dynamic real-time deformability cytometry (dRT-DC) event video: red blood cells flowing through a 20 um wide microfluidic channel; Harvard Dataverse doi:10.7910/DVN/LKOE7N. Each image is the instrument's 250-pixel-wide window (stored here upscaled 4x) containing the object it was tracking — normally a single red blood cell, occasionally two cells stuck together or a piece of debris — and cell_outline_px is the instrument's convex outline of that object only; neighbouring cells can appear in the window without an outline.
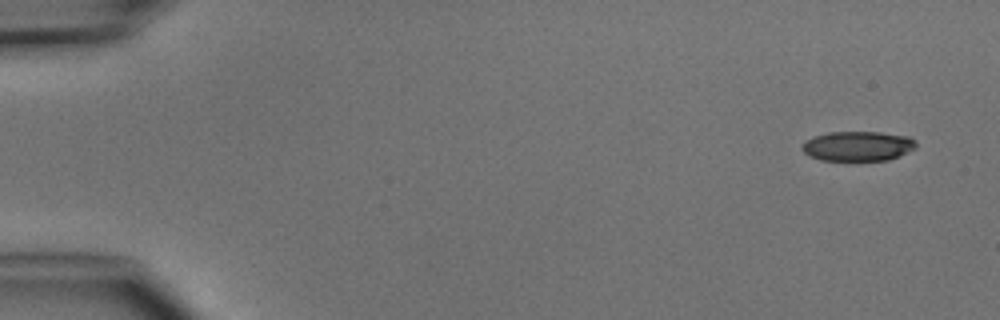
{"species": "common noctule bat (a hibernating species)", "species_latin": "Nyctalus noctula", "temperature_condition": "cold", "stored_images_in_passage": 4, "camera_frame_rate_fps": 3000, "um_per_image_px": 0.085, "animal": {"sex": "male", "body_mass_g": 15.6}, "frame": {"image": 1, "passage_image": 1, "time_ms": 0.0, "image_size_px": [1000, 320], "cell_outline_px": [[916, 148], [900, 156], [888, 160], [820, 160], [808, 156], [800, 148], [804, 140], [812, 136], [828, 132], [880, 132], [908, 136], [916, 140]], "centroid_in_image_um": [72.89, 12.41], "position_along_channel_um": 12.1, "area_um2": 20.06}}